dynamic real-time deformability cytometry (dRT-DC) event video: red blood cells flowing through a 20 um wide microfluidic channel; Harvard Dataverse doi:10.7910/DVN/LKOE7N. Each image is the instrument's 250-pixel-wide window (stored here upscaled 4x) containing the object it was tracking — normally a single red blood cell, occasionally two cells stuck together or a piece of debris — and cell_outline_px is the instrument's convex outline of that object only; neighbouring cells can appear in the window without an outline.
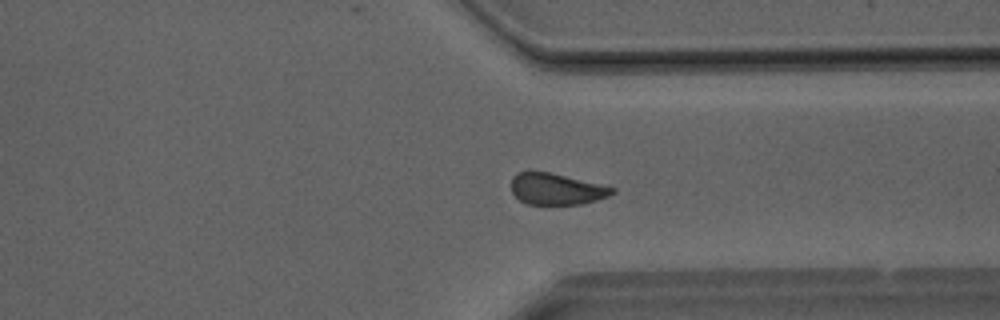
{"species": "Egyptian fruit bat (a non-hibernating species)", "species_latin": "Rousettus aegyptiacus", "temperature_condition": "room temperature", "stored_images_in_passage": 35, "camera_frame_rate_fps": 3000, "um_per_image_px": 0.085, "animal": {"sex": "male"}, "frame": {"image": 1, "passage_image": 25, "time_ms": 8.0, "image_size_px": [1000, 320], "cell_outline_px": [[616, 192], [608, 196], [596, 200], [580, 204], [528, 204], [520, 200], [512, 192], [512, 176], [520, 172], [548, 172], [600, 184], [616, 188]], "centroid_in_image_um": [47.31, 16.07], "position_along_channel_um": 364.1, "area_um2": 18.15}}
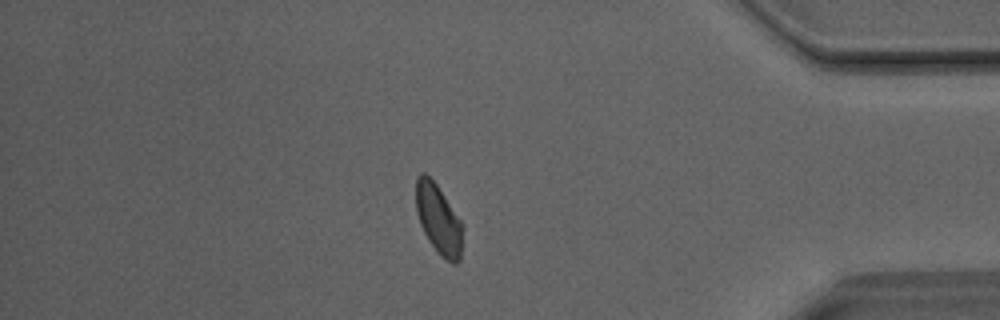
{"frame": {"image": 2, "passage_image": 29, "time_ms": 9.333, "image_size_px": [1000, 320], "cell_outline_px": [[464, 228], [460, 260], [456, 264], [452, 264], [440, 256], [428, 240], [420, 224], [416, 212], [416, 176], [420, 172], [424, 172], [436, 184], [464, 224]], "centroid_in_image_um": [37.29, 18.67], "position_along_channel_um": 397.9, "area_um2": 19.31}}
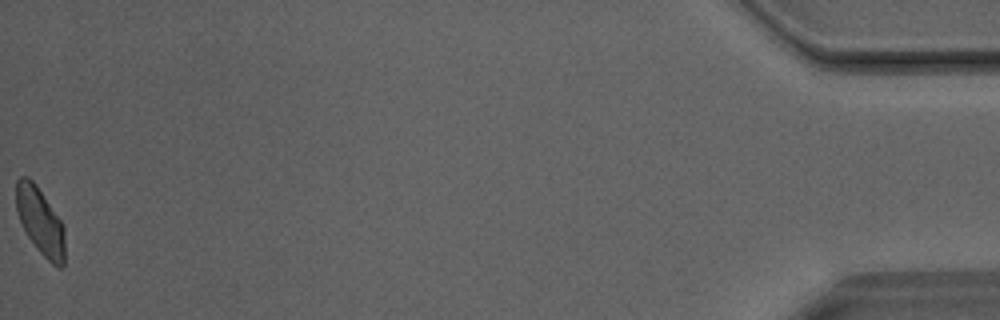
{"frame": {"image": 3, "passage_image": 35, "time_ms": 11.333, "image_size_px": [1000, 320], "cell_outline_px": [[64, 264], [60, 268], [52, 264], [40, 252], [28, 236], [20, 220], [16, 208], [16, 180], [20, 176], [28, 176], [36, 184], [64, 224]], "centroid_in_image_um": [3.43, 18.77], "position_along_channel_um": 431.8, "area_um2": 18.96}}